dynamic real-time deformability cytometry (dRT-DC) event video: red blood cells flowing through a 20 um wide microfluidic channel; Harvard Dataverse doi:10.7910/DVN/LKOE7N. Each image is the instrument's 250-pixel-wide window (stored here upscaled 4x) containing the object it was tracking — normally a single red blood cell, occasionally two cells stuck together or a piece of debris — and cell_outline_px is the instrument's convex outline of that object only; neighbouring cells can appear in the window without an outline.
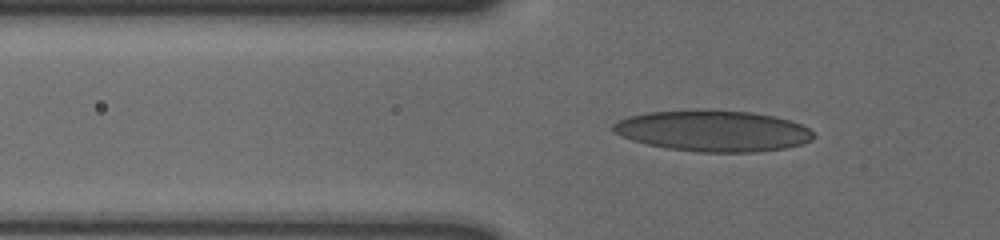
{"species": "human", "species_latin": "Homo sapiens", "temperature_condition": "cold", "stored_images_in_passage": 42, "camera_frame_rate_fps": 3000, "um_per_image_px": 0.085, "donor": {"sex": "male"}, "frame": {"image": 1, "passage_image": 4, "time_ms": 1.0, "image_size_px": [1000, 240], "cell_outline_px": [[816, 136], [812, 140], [800, 144], [784, 148], [752, 152], [696, 152], [668, 148], [648, 144], [632, 140], [616, 132], [612, 128], [612, 124], [628, 116], [648, 112], [700, 108], [708, 108], [752, 112], [772, 116], [788, 120], [800, 124], [808, 128]], "centroid_in_image_um": [60.61, 11.1], "position_along_channel_um": 65.2, "area_um2": 48.21}}
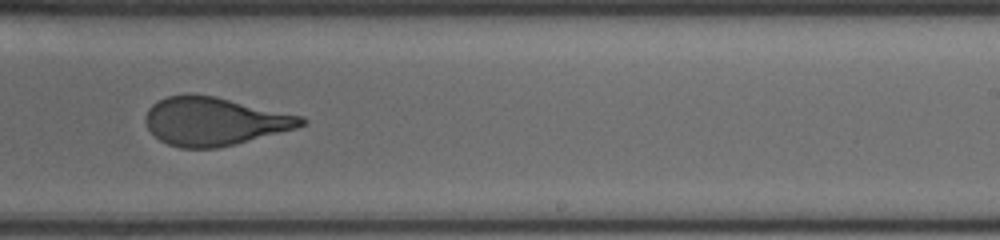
{"frame": {"image": 2, "passage_image": 22, "time_ms": 7.0, "image_size_px": [1000, 240], "cell_outline_px": [[308, 120], [304, 124], [296, 128], [236, 144], [216, 148], [180, 148], [168, 144], [160, 140], [148, 128], [144, 120], [148, 108], [152, 104], [168, 96], [216, 96], [304, 116]], "centroid_in_image_um": [18.25, 10.33], "position_along_channel_um": 270.7, "area_um2": 43.41}}
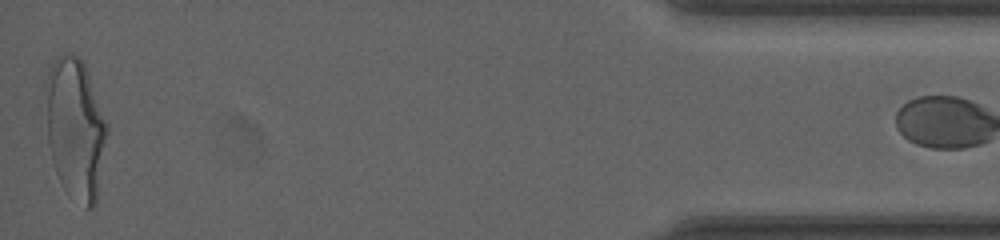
{"frame": {"image": 3, "passage_image": 41, "time_ms": 13.333, "image_size_px": [1000, 240], "cell_outline_px": [[108, 132], [96, 204], [92, 208], [84, 208], [60, 180], [56, 172], [52, 160], [48, 144], [44, 84], [48, 68], [56, 56], [64, 52], [72, 52], [80, 56], [84, 64], [108, 124]], "centroid_in_image_um": [6.39, 10.83], "position_along_channel_um": 428.8, "area_um2": 50.69}}